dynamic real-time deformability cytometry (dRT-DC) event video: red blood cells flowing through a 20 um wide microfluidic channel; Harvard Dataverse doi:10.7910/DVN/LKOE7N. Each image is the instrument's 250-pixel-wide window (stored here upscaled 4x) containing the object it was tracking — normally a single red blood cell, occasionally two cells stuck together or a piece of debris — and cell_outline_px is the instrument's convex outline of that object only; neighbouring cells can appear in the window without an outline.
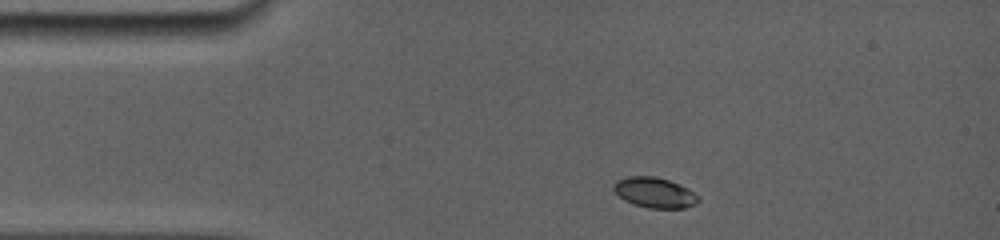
{"species": "common noctule bat (a hibernating species)", "species_latin": "Nyctalus noctula", "temperature_condition": "room temperature", "stored_images_in_passage": 40, "camera_frame_rate_fps": 5000, "um_per_image_px": 0.085, "animal": {"sex": "female", "body_mass_g": 19.0, "forearm_length_mm": 56.7}, "frame": {"image": 1, "passage_image": 1, "time_ms": 0.0, "image_size_px": [1000, 240], "cell_outline_px": [[700, 200], [696, 204], [684, 208], [648, 208], [632, 204], [624, 200], [612, 188], [612, 184], [616, 180], [628, 176], [656, 176], [668, 180], [688, 188], [700, 196]], "centroid_in_image_um": [55.64, 16.37], "position_along_channel_um": 29.4, "area_um2": 15.14}}
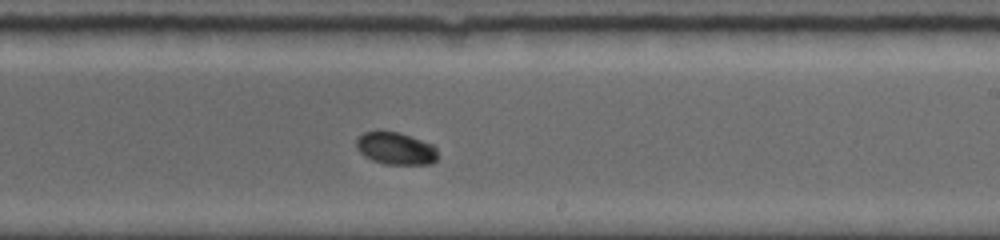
{"frame": {"image": 2, "passage_image": 23, "time_ms": 7.0, "image_size_px": [1000, 240], "cell_outline_px": [[436, 160], [432, 164], [384, 164], [372, 160], [364, 156], [356, 148], [356, 140], [364, 132], [376, 128], [400, 132], [432, 144], [436, 148]], "centroid_in_image_um": [33.58, 12.58], "position_along_channel_um": 255.4, "area_um2": 15.72}}
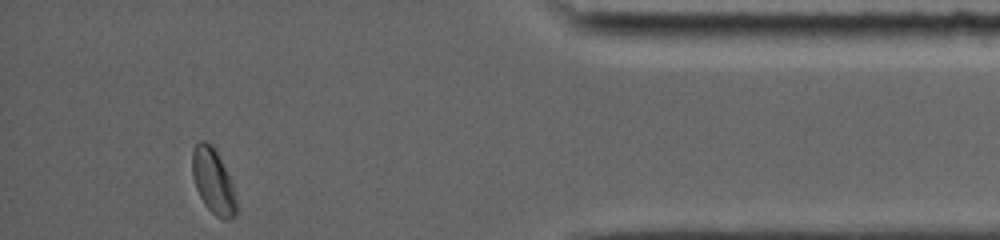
{"frame": {"image": 3, "passage_image": 39, "time_ms": 12.0, "image_size_px": [1000, 240], "cell_outline_px": [[236, 212], [228, 220], [224, 220], [216, 216], [204, 204], [196, 188], [192, 176], [192, 148], [200, 140], [204, 140], [212, 144], [232, 184], [236, 200]], "centroid_in_image_um": [18.08, 15.39], "position_along_channel_um": 417.1, "area_um2": 16.42}, "authors_computed_cell_mechanics": {"area_um2": 15.9817, "velocity_mm_per_s": 3.8421, "shape_relaxation_time_tau1_ms": 2.0323, "shape_relaxation_time_tau2_ms": null, "deformation_change_tau1": 0.0806, "deformation_change_tau2": null}}